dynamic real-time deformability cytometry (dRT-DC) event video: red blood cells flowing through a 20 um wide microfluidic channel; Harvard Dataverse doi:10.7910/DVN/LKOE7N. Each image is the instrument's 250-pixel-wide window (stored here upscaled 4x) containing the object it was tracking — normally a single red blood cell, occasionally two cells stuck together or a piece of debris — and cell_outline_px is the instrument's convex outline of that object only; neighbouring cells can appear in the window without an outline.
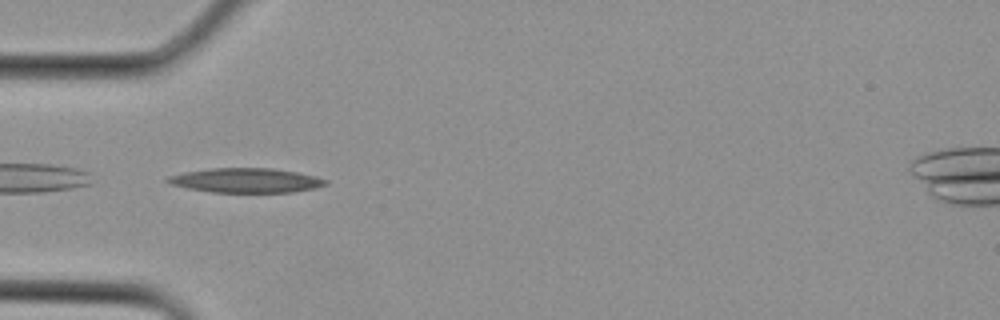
{"species": "Egyptian fruit bat (a non-hibernating species)", "species_latin": "Rousettus aegyptiacus", "temperature_condition": "cold", "stored_images_in_passage": 27, "camera_frame_rate_fps": 3000, "um_per_image_px": 0.085, "animal": {"sex": "female"}, "frame": {"image": 1, "passage_image": 6, "time_ms": 1.667, "image_size_px": [1000, 320], "cell_outline_px": [[328, 184], [316, 188], [292, 192], [212, 192], [188, 188], [172, 184], [164, 180], [168, 176], [184, 172], [212, 168], [272, 168], [296, 172], [316, 176], [328, 180]], "centroid_in_image_um": [20.94, 15.33], "position_along_channel_um": 64.1, "area_um2": 22.48}}
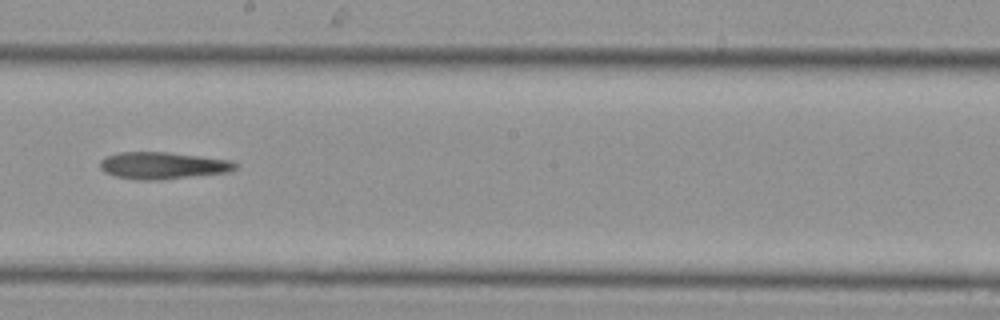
{"frame": {"image": 2, "passage_image": 14, "time_ms": 4.333, "image_size_px": [1000, 320], "cell_outline_px": [[236, 168], [228, 172], [160, 180], [136, 180], [116, 176], [104, 172], [100, 168], [100, 160], [104, 156], [120, 152], [168, 152], [232, 160], [236, 164]], "centroid_in_image_um": [13.8, 14.07], "position_along_channel_um": 234.4, "area_um2": 21.33}}
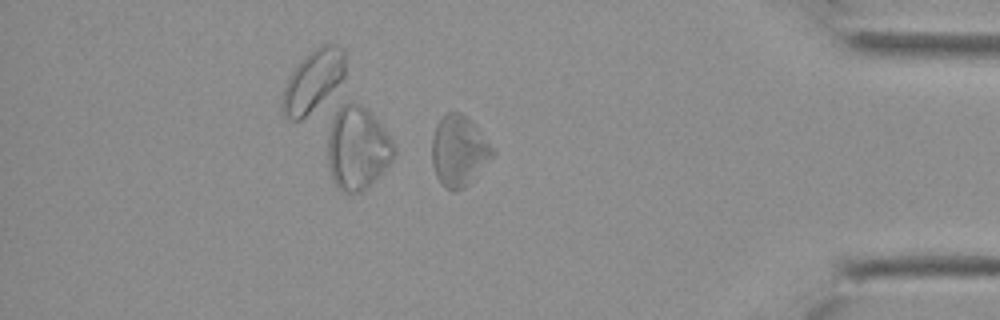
{"frame": {"image": 3, "passage_image": 23, "time_ms": 7.333, "image_size_px": [1000, 320], "cell_outline_px": [[496, 152], [468, 184], [464, 188], [456, 192], [444, 188], [436, 176], [432, 164], [432, 136], [436, 124], [448, 112], [460, 112], [476, 124]], "centroid_in_image_um": [38.99, 12.83], "position_along_channel_um": 396.2, "area_um2": 24.97}}